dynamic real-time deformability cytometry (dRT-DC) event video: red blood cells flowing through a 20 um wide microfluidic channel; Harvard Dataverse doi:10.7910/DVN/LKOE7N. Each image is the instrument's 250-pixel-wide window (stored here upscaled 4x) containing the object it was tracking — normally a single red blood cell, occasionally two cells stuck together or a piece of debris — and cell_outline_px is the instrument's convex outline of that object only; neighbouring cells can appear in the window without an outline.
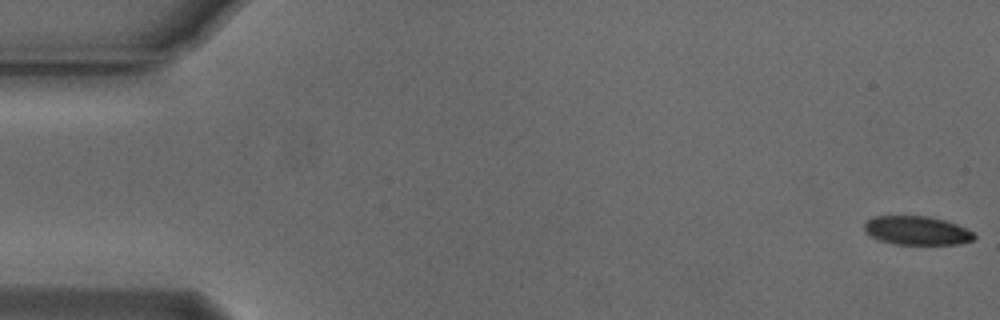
{"species": "Egyptian fruit bat (a non-hibernating species)", "species_latin": "Rousettus aegyptiacus", "temperature_condition": "cold", "stored_images_in_passage": 55, "camera_frame_rate_fps": 3000, "um_per_image_px": 0.085, "animal": {"sex": "male"}, "frame": {"image": 1, "passage_image": 1, "time_ms": 0.0, "image_size_px": [1000, 320], "cell_outline_px": [[976, 236], [972, 240], [960, 244], [892, 244], [880, 240], [864, 232], [864, 224], [872, 216], [928, 216], [944, 220], [956, 224], [972, 232]], "centroid_in_image_um": [77.9, 19.59], "position_along_channel_um": 7.1, "area_um2": 18.32}}
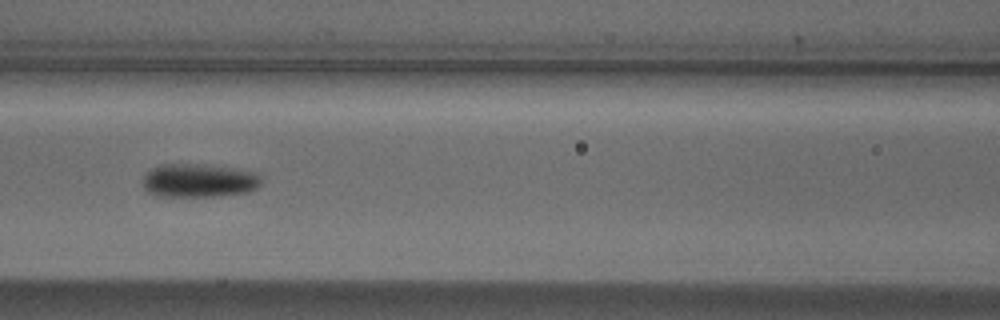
{"frame": {"image": 2, "passage_image": 24, "time_ms": 7.667, "image_size_px": [1000, 320], "cell_outline_px": [[260, 184], [256, 188], [248, 192], [220, 196], [156, 196], [148, 192], [144, 188], [140, 180], [152, 168], [160, 164], [208, 164], [256, 172], [260, 180]], "centroid_in_image_um": [16.86, 15.34], "position_along_channel_um": 149.7, "area_um2": 23.35}}
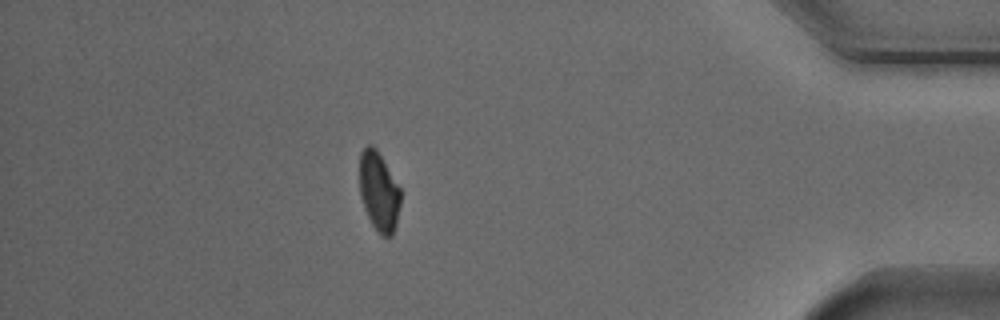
{"frame": {"image": 3, "passage_image": 48, "time_ms": 15.667, "image_size_px": [1000, 320], "cell_outline_px": [[400, 204], [396, 224], [392, 236], [380, 236], [372, 224], [364, 208], [360, 196], [360, 152], [368, 144], [372, 144], [376, 148], [400, 188]], "centroid_in_image_um": [32.2, 16.28], "position_along_channel_um": 403.0, "area_um2": 18.84}, "authors_computed_cell_mechanics": {"area_um2": 20.519, "velocity_mm_per_s": 3.7599, "shape_relaxation_time_tau1_ms": 3.6382, "shape_relaxation_time_tau2_ms": null, "deformation_change_tau1": 0.1112, "deformation_change_tau2": null}}